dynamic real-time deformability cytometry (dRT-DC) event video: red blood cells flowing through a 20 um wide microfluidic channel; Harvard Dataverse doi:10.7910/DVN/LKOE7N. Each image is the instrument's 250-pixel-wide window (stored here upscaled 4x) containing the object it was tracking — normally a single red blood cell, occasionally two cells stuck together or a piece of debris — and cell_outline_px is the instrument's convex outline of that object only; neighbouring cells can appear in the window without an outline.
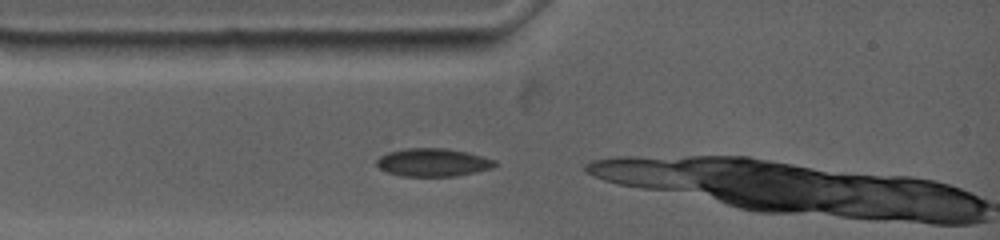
{"species": "common noctule bat (a hibernating species)", "species_latin": "Nyctalus noctula", "temperature_condition": "warm", "stored_images_in_passage": 3, "camera_frame_rate_fps": 4500, "um_per_image_px": 0.085, "animal": {"sex": "female", "body_mass_g": 19.0, "forearm_length_mm": 53.3}, "frame": {"image": 1, "passage_image": 1, "time_ms": 0.0, "image_size_px": [1000, 240], "cell_outline_px": [[500, 164], [492, 168], [476, 172], [456, 176], [400, 176], [388, 172], [380, 168], [376, 164], [376, 160], [380, 156], [388, 152], [404, 148], [444, 148], [468, 152], [496, 160]], "centroid_in_image_um": [36.83, 13.8], "position_along_channel_um": 48.2, "area_um2": 19.48}}